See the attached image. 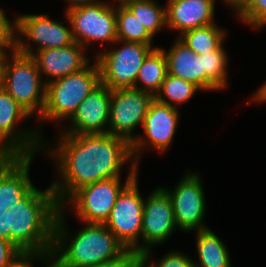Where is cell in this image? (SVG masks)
I'll use <instances>...</instances> for the list:
<instances>
[{
    "instance_id": "6da1fadb",
    "label": "cell",
    "mask_w": 266,
    "mask_h": 267,
    "mask_svg": "<svg viewBox=\"0 0 266 267\" xmlns=\"http://www.w3.org/2000/svg\"><path fill=\"white\" fill-rule=\"evenodd\" d=\"M57 140L55 148L46 151L55 160L60 177L51 184L60 206L85 185L120 177L127 161L136 165L131 144L122 137L109 133L60 134Z\"/></svg>"
},
{
    "instance_id": "7a4b0ae2",
    "label": "cell",
    "mask_w": 266,
    "mask_h": 267,
    "mask_svg": "<svg viewBox=\"0 0 266 267\" xmlns=\"http://www.w3.org/2000/svg\"><path fill=\"white\" fill-rule=\"evenodd\" d=\"M64 212L60 207L55 221L52 267L93 266L115 259L126 250L105 224L85 223L75 236H70Z\"/></svg>"
},
{
    "instance_id": "3957f363",
    "label": "cell",
    "mask_w": 266,
    "mask_h": 267,
    "mask_svg": "<svg viewBox=\"0 0 266 267\" xmlns=\"http://www.w3.org/2000/svg\"><path fill=\"white\" fill-rule=\"evenodd\" d=\"M60 207L51 185L46 190L34 187L8 209L10 242L20 251L52 252Z\"/></svg>"
},
{
    "instance_id": "277c9868",
    "label": "cell",
    "mask_w": 266,
    "mask_h": 267,
    "mask_svg": "<svg viewBox=\"0 0 266 267\" xmlns=\"http://www.w3.org/2000/svg\"><path fill=\"white\" fill-rule=\"evenodd\" d=\"M95 63H89L78 72L54 80L46 85V100L39 121H54L57 123L69 119L79 104L100 82V68Z\"/></svg>"
},
{
    "instance_id": "5b68a950",
    "label": "cell",
    "mask_w": 266,
    "mask_h": 267,
    "mask_svg": "<svg viewBox=\"0 0 266 267\" xmlns=\"http://www.w3.org/2000/svg\"><path fill=\"white\" fill-rule=\"evenodd\" d=\"M11 54L4 57L2 86L31 116L38 111L39 118L46 100L44 79L31 56L16 50Z\"/></svg>"
},
{
    "instance_id": "8992f818",
    "label": "cell",
    "mask_w": 266,
    "mask_h": 267,
    "mask_svg": "<svg viewBox=\"0 0 266 267\" xmlns=\"http://www.w3.org/2000/svg\"><path fill=\"white\" fill-rule=\"evenodd\" d=\"M129 169L124 184H121V177H116L85 185L76 190L61 208L67 209L66 205L71 204L83 223L105 224L118 195L138 175L137 165H131Z\"/></svg>"
},
{
    "instance_id": "52a82bcc",
    "label": "cell",
    "mask_w": 266,
    "mask_h": 267,
    "mask_svg": "<svg viewBox=\"0 0 266 267\" xmlns=\"http://www.w3.org/2000/svg\"><path fill=\"white\" fill-rule=\"evenodd\" d=\"M120 48L96 52L100 68V79L109 89L129 88L136 84L137 74L147 55L157 46L140 42H125Z\"/></svg>"
},
{
    "instance_id": "ba28073f",
    "label": "cell",
    "mask_w": 266,
    "mask_h": 267,
    "mask_svg": "<svg viewBox=\"0 0 266 267\" xmlns=\"http://www.w3.org/2000/svg\"><path fill=\"white\" fill-rule=\"evenodd\" d=\"M32 116L0 87V156L33 155L47 148L41 133L34 130L15 128L19 122ZM46 146V147H45Z\"/></svg>"
},
{
    "instance_id": "9c48e42d",
    "label": "cell",
    "mask_w": 266,
    "mask_h": 267,
    "mask_svg": "<svg viewBox=\"0 0 266 267\" xmlns=\"http://www.w3.org/2000/svg\"><path fill=\"white\" fill-rule=\"evenodd\" d=\"M68 19L69 28L62 22H56L49 19L48 14H21L15 17V50L21 54L31 56L34 51L44 50L48 48H60L75 43L70 20ZM20 35V36H17ZM25 37L29 40L25 41ZM30 41L36 43L34 50L30 45ZM28 43V44H27Z\"/></svg>"
},
{
    "instance_id": "30bf717a",
    "label": "cell",
    "mask_w": 266,
    "mask_h": 267,
    "mask_svg": "<svg viewBox=\"0 0 266 267\" xmlns=\"http://www.w3.org/2000/svg\"><path fill=\"white\" fill-rule=\"evenodd\" d=\"M75 42L85 48L92 42L115 43L117 38L116 7L99 1L66 11ZM87 46V47H86Z\"/></svg>"
},
{
    "instance_id": "8fae6325",
    "label": "cell",
    "mask_w": 266,
    "mask_h": 267,
    "mask_svg": "<svg viewBox=\"0 0 266 267\" xmlns=\"http://www.w3.org/2000/svg\"><path fill=\"white\" fill-rule=\"evenodd\" d=\"M137 178L118 195L105 225L126 249L138 254L145 200L139 193Z\"/></svg>"
},
{
    "instance_id": "7c38bea8",
    "label": "cell",
    "mask_w": 266,
    "mask_h": 267,
    "mask_svg": "<svg viewBox=\"0 0 266 267\" xmlns=\"http://www.w3.org/2000/svg\"><path fill=\"white\" fill-rule=\"evenodd\" d=\"M153 100L152 94L133 87L112 89L107 133L122 137L132 144L136 139L133 131L143 126Z\"/></svg>"
},
{
    "instance_id": "4fadbf2b",
    "label": "cell",
    "mask_w": 266,
    "mask_h": 267,
    "mask_svg": "<svg viewBox=\"0 0 266 267\" xmlns=\"http://www.w3.org/2000/svg\"><path fill=\"white\" fill-rule=\"evenodd\" d=\"M179 113L176 106H169L154 98L144 118L142 126L144 136L137 135L131 144L133 160L137 166L143 149H147L149 145V148L160 153L166 152L170 147L180 119Z\"/></svg>"
},
{
    "instance_id": "5bb4252c",
    "label": "cell",
    "mask_w": 266,
    "mask_h": 267,
    "mask_svg": "<svg viewBox=\"0 0 266 267\" xmlns=\"http://www.w3.org/2000/svg\"><path fill=\"white\" fill-rule=\"evenodd\" d=\"M180 181L174 190L162 187L171 199L177 229L183 232L208 229L203 221L206 203L199 173L187 171Z\"/></svg>"
},
{
    "instance_id": "9a60e30c",
    "label": "cell",
    "mask_w": 266,
    "mask_h": 267,
    "mask_svg": "<svg viewBox=\"0 0 266 267\" xmlns=\"http://www.w3.org/2000/svg\"><path fill=\"white\" fill-rule=\"evenodd\" d=\"M173 206L167 192L158 187L144 201L141 239L138 255L165 242L176 230Z\"/></svg>"
},
{
    "instance_id": "2e32d148",
    "label": "cell",
    "mask_w": 266,
    "mask_h": 267,
    "mask_svg": "<svg viewBox=\"0 0 266 267\" xmlns=\"http://www.w3.org/2000/svg\"><path fill=\"white\" fill-rule=\"evenodd\" d=\"M111 89L100 82L79 104L69 118L70 128L61 130L60 134H94L107 133Z\"/></svg>"
},
{
    "instance_id": "e0dca14e",
    "label": "cell",
    "mask_w": 266,
    "mask_h": 267,
    "mask_svg": "<svg viewBox=\"0 0 266 267\" xmlns=\"http://www.w3.org/2000/svg\"><path fill=\"white\" fill-rule=\"evenodd\" d=\"M33 155L0 156V207L10 208L35 186L29 177Z\"/></svg>"
},
{
    "instance_id": "ac0fdd59",
    "label": "cell",
    "mask_w": 266,
    "mask_h": 267,
    "mask_svg": "<svg viewBox=\"0 0 266 267\" xmlns=\"http://www.w3.org/2000/svg\"><path fill=\"white\" fill-rule=\"evenodd\" d=\"M83 49L85 47L75 42L65 47L34 51L31 57L35 60L41 76H46L44 82L47 85L85 68L91 59L83 53Z\"/></svg>"
},
{
    "instance_id": "d6986e66",
    "label": "cell",
    "mask_w": 266,
    "mask_h": 267,
    "mask_svg": "<svg viewBox=\"0 0 266 267\" xmlns=\"http://www.w3.org/2000/svg\"><path fill=\"white\" fill-rule=\"evenodd\" d=\"M215 0H168L167 27L181 35L214 22Z\"/></svg>"
},
{
    "instance_id": "ffe728a7",
    "label": "cell",
    "mask_w": 266,
    "mask_h": 267,
    "mask_svg": "<svg viewBox=\"0 0 266 267\" xmlns=\"http://www.w3.org/2000/svg\"><path fill=\"white\" fill-rule=\"evenodd\" d=\"M168 74L191 82L203 90L202 59L196 55L179 38L175 40L168 52L164 49Z\"/></svg>"
},
{
    "instance_id": "44dd1931",
    "label": "cell",
    "mask_w": 266,
    "mask_h": 267,
    "mask_svg": "<svg viewBox=\"0 0 266 267\" xmlns=\"http://www.w3.org/2000/svg\"><path fill=\"white\" fill-rule=\"evenodd\" d=\"M196 247L199 262L195 267H231L226 245L212 230L196 231Z\"/></svg>"
},
{
    "instance_id": "7402d4cb",
    "label": "cell",
    "mask_w": 266,
    "mask_h": 267,
    "mask_svg": "<svg viewBox=\"0 0 266 267\" xmlns=\"http://www.w3.org/2000/svg\"><path fill=\"white\" fill-rule=\"evenodd\" d=\"M167 74L168 68L164 48H154L144 59L133 88L152 94L155 97ZM138 82L143 87L139 86Z\"/></svg>"
},
{
    "instance_id": "603a6c76",
    "label": "cell",
    "mask_w": 266,
    "mask_h": 267,
    "mask_svg": "<svg viewBox=\"0 0 266 267\" xmlns=\"http://www.w3.org/2000/svg\"><path fill=\"white\" fill-rule=\"evenodd\" d=\"M203 65V91L224 89L227 86L228 55L223 43L215 50L199 55Z\"/></svg>"
},
{
    "instance_id": "cb8c5ba5",
    "label": "cell",
    "mask_w": 266,
    "mask_h": 267,
    "mask_svg": "<svg viewBox=\"0 0 266 267\" xmlns=\"http://www.w3.org/2000/svg\"><path fill=\"white\" fill-rule=\"evenodd\" d=\"M224 29L215 23L186 31L178 38L186 44L196 55L206 54L217 49L226 38Z\"/></svg>"
},
{
    "instance_id": "d4e9b609",
    "label": "cell",
    "mask_w": 266,
    "mask_h": 267,
    "mask_svg": "<svg viewBox=\"0 0 266 267\" xmlns=\"http://www.w3.org/2000/svg\"><path fill=\"white\" fill-rule=\"evenodd\" d=\"M117 38L119 41L153 45V36L125 6H116Z\"/></svg>"
},
{
    "instance_id": "484cf974",
    "label": "cell",
    "mask_w": 266,
    "mask_h": 267,
    "mask_svg": "<svg viewBox=\"0 0 266 267\" xmlns=\"http://www.w3.org/2000/svg\"><path fill=\"white\" fill-rule=\"evenodd\" d=\"M154 37L167 26L166 7L155 0H133L125 5Z\"/></svg>"
},
{
    "instance_id": "4316f807",
    "label": "cell",
    "mask_w": 266,
    "mask_h": 267,
    "mask_svg": "<svg viewBox=\"0 0 266 267\" xmlns=\"http://www.w3.org/2000/svg\"><path fill=\"white\" fill-rule=\"evenodd\" d=\"M197 90L201 89L195 84L171 74H167L159 92L154 98L161 103L168 104L169 106H175L171 103V101L177 105L179 103H185L194 96Z\"/></svg>"
},
{
    "instance_id": "83f0119b",
    "label": "cell",
    "mask_w": 266,
    "mask_h": 267,
    "mask_svg": "<svg viewBox=\"0 0 266 267\" xmlns=\"http://www.w3.org/2000/svg\"><path fill=\"white\" fill-rule=\"evenodd\" d=\"M152 249L139 254V265L141 267H195L194 261L187 255L178 251L168 252L156 263L151 260Z\"/></svg>"
},
{
    "instance_id": "f1b7e54d",
    "label": "cell",
    "mask_w": 266,
    "mask_h": 267,
    "mask_svg": "<svg viewBox=\"0 0 266 267\" xmlns=\"http://www.w3.org/2000/svg\"><path fill=\"white\" fill-rule=\"evenodd\" d=\"M244 24L260 29L266 25V0H249L236 15Z\"/></svg>"
},
{
    "instance_id": "f546056e",
    "label": "cell",
    "mask_w": 266,
    "mask_h": 267,
    "mask_svg": "<svg viewBox=\"0 0 266 267\" xmlns=\"http://www.w3.org/2000/svg\"><path fill=\"white\" fill-rule=\"evenodd\" d=\"M12 23V24H11ZM15 19L11 22L5 14V11L0 8V52L6 54L15 51L16 42V24ZM8 48V49H7Z\"/></svg>"
},
{
    "instance_id": "4dcf8cb0",
    "label": "cell",
    "mask_w": 266,
    "mask_h": 267,
    "mask_svg": "<svg viewBox=\"0 0 266 267\" xmlns=\"http://www.w3.org/2000/svg\"><path fill=\"white\" fill-rule=\"evenodd\" d=\"M40 258L48 263L46 267H52V254L51 252H38V251H20L16 256L10 261L6 267H33L31 260Z\"/></svg>"
},
{
    "instance_id": "1f68e13d",
    "label": "cell",
    "mask_w": 266,
    "mask_h": 267,
    "mask_svg": "<svg viewBox=\"0 0 266 267\" xmlns=\"http://www.w3.org/2000/svg\"><path fill=\"white\" fill-rule=\"evenodd\" d=\"M138 265L139 255L132 250L126 249L119 257L115 259L88 267H137Z\"/></svg>"
},
{
    "instance_id": "d6a6232c",
    "label": "cell",
    "mask_w": 266,
    "mask_h": 267,
    "mask_svg": "<svg viewBox=\"0 0 266 267\" xmlns=\"http://www.w3.org/2000/svg\"><path fill=\"white\" fill-rule=\"evenodd\" d=\"M18 252L10 241L0 238V267H6Z\"/></svg>"
},
{
    "instance_id": "836d02e7",
    "label": "cell",
    "mask_w": 266,
    "mask_h": 267,
    "mask_svg": "<svg viewBox=\"0 0 266 267\" xmlns=\"http://www.w3.org/2000/svg\"><path fill=\"white\" fill-rule=\"evenodd\" d=\"M0 238L10 241V229H8V210L0 215Z\"/></svg>"
},
{
    "instance_id": "e575fe53",
    "label": "cell",
    "mask_w": 266,
    "mask_h": 267,
    "mask_svg": "<svg viewBox=\"0 0 266 267\" xmlns=\"http://www.w3.org/2000/svg\"><path fill=\"white\" fill-rule=\"evenodd\" d=\"M224 2L227 3V6L230 5L237 15L246 6L249 0H224Z\"/></svg>"
},
{
    "instance_id": "d590c367",
    "label": "cell",
    "mask_w": 266,
    "mask_h": 267,
    "mask_svg": "<svg viewBox=\"0 0 266 267\" xmlns=\"http://www.w3.org/2000/svg\"><path fill=\"white\" fill-rule=\"evenodd\" d=\"M68 3V7L67 10L76 8V7H80V6H84L87 4H92V3H96L99 2L100 0H65Z\"/></svg>"
},
{
    "instance_id": "8d00e7d4",
    "label": "cell",
    "mask_w": 266,
    "mask_h": 267,
    "mask_svg": "<svg viewBox=\"0 0 266 267\" xmlns=\"http://www.w3.org/2000/svg\"><path fill=\"white\" fill-rule=\"evenodd\" d=\"M252 100L255 102L257 101V103H264L266 102V81L264 82V84L262 85V87H260L258 89L257 92H255V94L252 96Z\"/></svg>"
},
{
    "instance_id": "74e56055",
    "label": "cell",
    "mask_w": 266,
    "mask_h": 267,
    "mask_svg": "<svg viewBox=\"0 0 266 267\" xmlns=\"http://www.w3.org/2000/svg\"><path fill=\"white\" fill-rule=\"evenodd\" d=\"M4 57L5 54L0 52V87H2Z\"/></svg>"
},
{
    "instance_id": "f35d334b",
    "label": "cell",
    "mask_w": 266,
    "mask_h": 267,
    "mask_svg": "<svg viewBox=\"0 0 266 267\" xmlns=\"http://www.w3.org/2000/svg\"><path fill=\"white\" fill-rule=\"evenodd\" d=\"M133 0H115L114 6H118V5H126L127 3L131 2Z\"/></svg>"
},
{
    "instance_id": "ab89813d",
    "label": "cell",
    "mask_w": 266,
    "mask_h": 267,
    "mask_svg": "<svg viewBox=\"0 0 266 267\" xmlns=\"http://www.w3.org/2000/svg\"><path fill=\"white\" fill-rule=\"evenodd\" d=\"M7 210H8V208H2V207H0V215H1L2 212L7 211Z\"/></svg>"
}]
</instances>
